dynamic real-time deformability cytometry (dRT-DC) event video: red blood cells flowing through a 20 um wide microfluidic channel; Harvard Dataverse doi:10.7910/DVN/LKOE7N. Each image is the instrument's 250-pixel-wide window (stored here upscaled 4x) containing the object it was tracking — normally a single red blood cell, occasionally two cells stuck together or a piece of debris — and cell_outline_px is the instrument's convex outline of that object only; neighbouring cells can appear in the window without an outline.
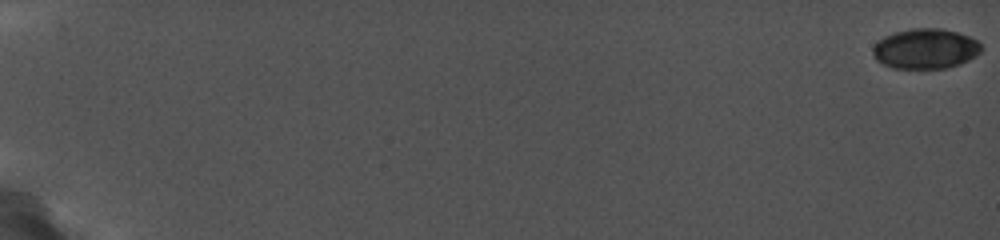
{"species": "common noctule bat (a hibernating species)", "species_latin": "Nyctalus noctula", "temperature_condition": "cold", "stored_images_in_passage": 13, "camera_frame_rate_fps": 5000, "um_per_image_px": 0.085, "animal": {"sex": "female", "body_mass_g": 19.0, "forearm_length_mm": 56.7}, "frame": {"image": 1, "passage_image": 1, "time_ms": 0.0, "image_size_px": [1000, 240], "cell_outline_px": [[984, 48], [976, 56], [960, 64], [944, 68], [892, 68], [876, 60], [872, 52], [872, 48], [884, 36], [896, 32], [912, 28], [940, 28], [956, 32], [968, 36], [976, 40]], "centroid_in_image_um": [78.67, 4.14], "position_along_channel_um": 6.3, "area_um2": 25.26}}
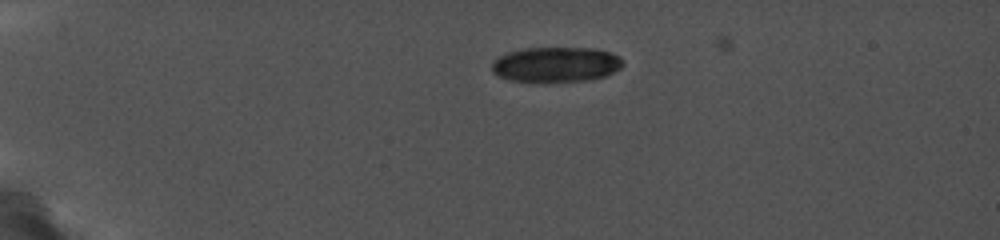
{"frame": {"image": 2, "passage_image": 10, "time_ms": 5.0, "image_size_px": [1000, 240], "cell_outline_px": [[624, 64], [620, 68], [604, 76], [588, 80], [544, 84], [532, 84], [508, 80], [496, 76], [492, 72], [492, 60], [508, 52], [524, 48], [596, 48], [612, 52], [620, 56], [624, 60]], "centroid_in_image_um": [47.22, 5.52], "position_along_channel_um": 37.8, "area_um2": 27.92}}